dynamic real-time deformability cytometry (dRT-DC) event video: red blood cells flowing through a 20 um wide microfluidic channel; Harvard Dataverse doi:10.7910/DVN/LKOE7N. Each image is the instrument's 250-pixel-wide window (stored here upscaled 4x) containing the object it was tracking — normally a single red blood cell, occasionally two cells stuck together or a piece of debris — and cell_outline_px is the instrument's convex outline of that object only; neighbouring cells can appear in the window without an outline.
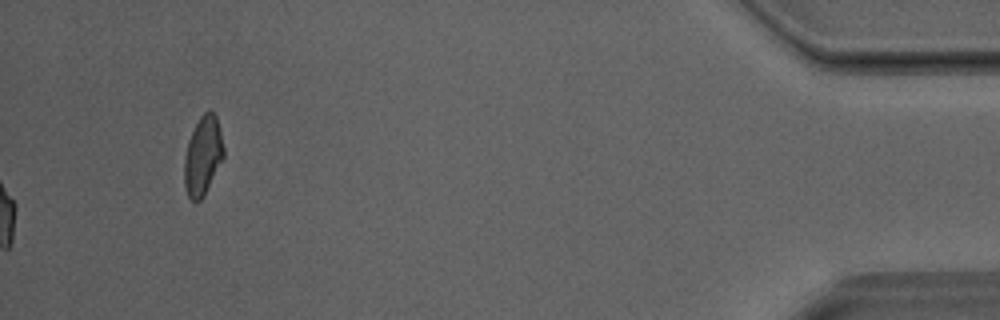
{"species": "Egyptian fruit bat (a non-hibernating species)", "species_latin": "Rousettus aegyptiacus", "temperature_condition": "room temperature", "stored_images_in_passage": 34, "camera_frame_rate_fps": 3000, "um_per_image_px": 0.085, "animal": {"sex": "male"}, "frame": {"image": 1, "passage_image": 34, "time_ms": 11.0, "image_size_px": [1000, 320], "cell_outline_px": [[224, 160], [204, 196], [196, 204], [188, 196], [184, 184], [184, 156], [188, 140], [200, 116], [208, 108], [212, 108], [216, 116], [224, 148]], "centroid_in_image_um": [17.25, 13.25], "position_along_channel_um": 417.9, "area_um2": 18.5}}